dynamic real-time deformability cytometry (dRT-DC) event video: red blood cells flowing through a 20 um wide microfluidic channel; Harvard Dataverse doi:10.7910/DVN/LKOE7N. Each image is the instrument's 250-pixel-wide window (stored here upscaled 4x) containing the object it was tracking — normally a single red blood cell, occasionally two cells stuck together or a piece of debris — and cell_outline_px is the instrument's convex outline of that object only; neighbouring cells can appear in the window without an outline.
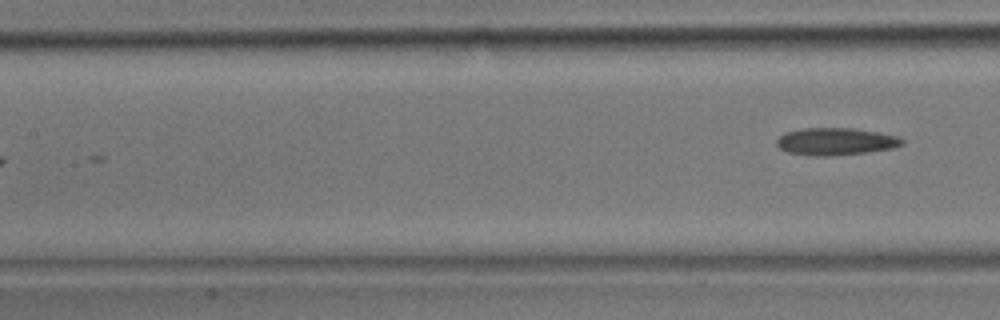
{"species": "common noctule bat (a hibernating species)", "species_latin": "Nyctalus noctula", "temperature_condition": "room temperature", "stored_images_in_passage": 9, "segment_of_instrument_passage": [2, 2], "camera_frame_rate_fps": 3000, "um_per_image_px": 0.085, "animal": {"sex": "male", "body_mass_g": 17.9}, "frame": {"image": 1, "passage_image": 9, "time_ms": 2.667, "image_size_px": [1000, 320], "cell_outline_px": [[904, 144], [892, 148], [868, 152], [828, 156], [808, 156], [788, 152], [780, 148], [776, 144], [776, 140], [784, 132], [804, 128], [852, 128], [876, 132], [896, 136], [904, 140]], "centroid_in_image_um": [71.0, 12.03], "position_along_channel_um": 136.4, "area_um2": 19.94}}